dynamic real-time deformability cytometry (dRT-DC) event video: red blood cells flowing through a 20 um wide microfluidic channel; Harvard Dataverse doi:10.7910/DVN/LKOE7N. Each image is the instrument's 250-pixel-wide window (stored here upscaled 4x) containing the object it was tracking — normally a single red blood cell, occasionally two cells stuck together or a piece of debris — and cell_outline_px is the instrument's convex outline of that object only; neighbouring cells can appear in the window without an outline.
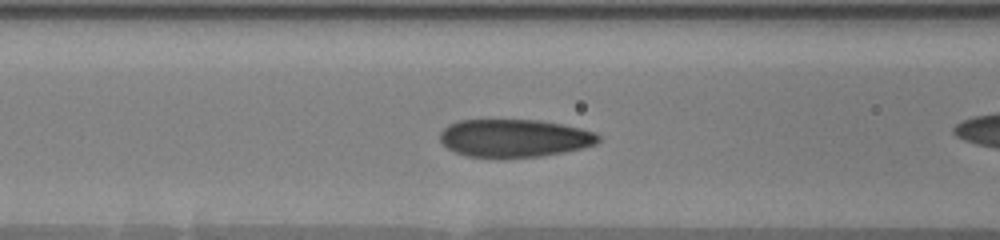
{"species": "human", "species_latin": "Homo sapiens", "temperature_condition": "warm", "stored_images_in_passage": 25, "camera_frame_rate_fps": 3000, "um_per_image_px": 0.085, "donor": {"sex": "male"}, "frame": {"image": 1, "passage_image": 3, "time_ms": 0.667, "image_size_px": [1000, 240], "cell_outline_px": [[600, 140], [596, 144], [584, 148], [564, 152], [540, 156], [468, 156], [456, 152], [448, 148], [440, 140], [440, 132], [448, 124], [456, 120], [540, 120], [580, 128], [596, 132], [600, 136]], "centroid_in_image_um": [43.74, 11.72], "position_along_channel_um": 122.9, "area_um2": 34.62}}
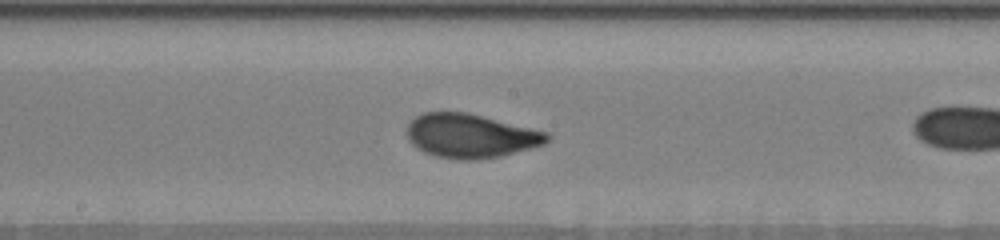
{"frame": {"image": 2, "passage_image": 11, "time_ms": 3.0, "image_size_px": [1000, 240], "cell_outline_px": [[552, 136], [544, 144], [496, 156], [468, 160], [464, 160], [436, 156], [424, 152], [412, 144], [408, 140], [408, 124], [416, 116], [424, 112], [468, 112], [548, 132]], "centroid_in_image_um": [39.99, 11.52], "position_along_channel_um": 208.2, "area_um2": 35.43}}
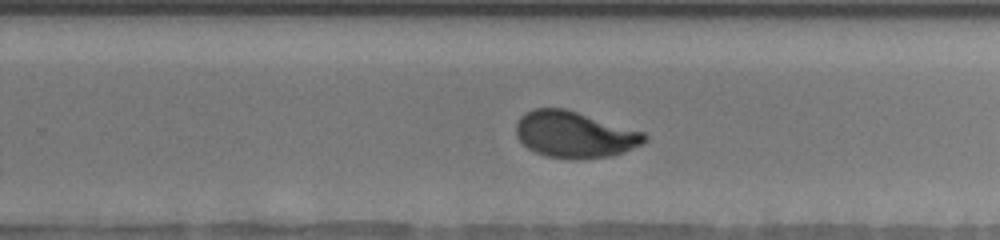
{"frame": {"image": 3, "passage_image": 18, "time_ms": 5.0, "image_size_px": [1000, 240], "cell_outline_px": [[648, 140], [644, 144], [624, 152], [608, 156], [580, 160], [568, 160], [548, 156], [536, 152], [528, 148], [516, 136], [516, 124], [520, 116], [524, 112], [532, 108], [564, 108], [644, 132], [648, 136]], "centroid_in_image_um": [48.84, 11.44], "position_along_channel_um": 281.0, "area_um2": 34.97}}